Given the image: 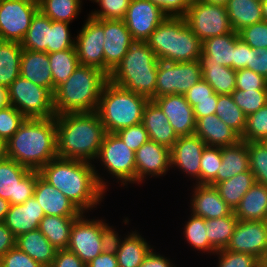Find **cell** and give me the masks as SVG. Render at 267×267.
I'll return each instance as SVG.
<instances>
[{"label": "cell", "instance_id": "obj_34", "mask_svg": "<svg viewBox=\"0 0 267 267\" xmlns=\"http://www.w3.org/2000/svg\"><path fill=\"white\" fill-rule=\"evenodd\" d=\"M78 217L45 215L38 229L57 250L67 249L71 228Z\"/></svg>", "mask_w": 267, "mask_h": 267}, {"label": "cell", "instance_id": "obj_18", "mask_svg": "<svg viewBox=\"0 0 267 267\" xmlns=\"http://www.w3.org/2000/svg\"><path fill=\"white\" fill-rule=\"evenodd\" d=\"M104 72L109 75L135 42L123 20L103 19Z\"/></svg>", "mask_w": 267, "mask_h": 267}, {"label": "cell", "instance_id": "obj_66", "mask_svg": "<svg viewBox=\"0 0 267 267\" xmlns=\"http://www.w3.org/2000/svg\"><path fill=\"white\" fill-rule=\"evenodd\" d=\"M10 202L6 199L0 198V222H3L5 219V216L10 208Z\"/></svg>", "mask_w": 267, "mask_h": 267}, {"label": "cell", "instance_id": "obj_16", "mask_svg": "<svg viewBox=\"0 0 267 267\" xmlns=\"http://www.w3.org/2000/svg\"><path fill=\"white\" fill-rule=\"evenodd\" d=\"M166 17L150 0H131L123 21L134 41L145 42Z\"/></svg>", "mask_w": 267, "mask_h": 267}, {"label": "cell", "instance_id": "obj_58", "mask_svg": "<svg viewBox=\"0 0 267 267\" xmlns=\"http://www.w3.org/2000/svg\"><path fill=\"white\" fill-rule=\"evenodd\" d=\"M161 8L168 16L183 17L189 8L192 0H150Z\"/></svg>", "mask_w": 267, "mask_h": 267}, {"label": "cell", "instance_id": "obj_22", "mask_svg": "<svg viewBox=\"0 0 267 267\" xmlns=\"http://www.w3.org/2000/svg\"><path fill=\"white\" fill-rule=\"evenodd\" d=\"M45 215L80 216L83 212L70 201L60 190L44 180L36 171L34 195Z\"/></svg>", "mask_w": 267, "mask_h": 267}, {"label": "cell", "instance_id": "obj_47", "mask_svg": "<svg viewBox=\"0 0 267 267\" xmlns=\"http://www.w3.org/2000/svg\"><path fill=\"white\" fill-rule=\"evenodd\" d=\"M231 95L246 117L267 104V90L242 91L235 89Z\"/></svg>", "mask_w": 267, "mask_h": 267}, {"label": "cell", "instance_id": "obj_2", "mask_svg": "<svg viewBox=\"0 0 267 267\" xmlns=\"http://www.w3.org/2000/svg\"><path fill=\"white\" fill-rule=\"evenodd\" d=\"M57 157L92 163L106 134L97 112H79L55 116ZM93 160V161H91Z\"/></svg>", "mask_w": 267, "mask_h": 267}, {"label": "cell", "instance_id": "obj_40", "mask_svg": "<svg viewBox=\"0 0 267 267\" xmlns=\"http://www.w3.org/2000/svg\"><path fill=\"white\" fill-rule=\"evenodd\" d=\"M48 57L53 77L54 94L56 87L66 81L79 66V61L75 46L71 49L49 53Z\"/></svg>", "mask_w": 267, "mask_h": 267}, {"label": "cell", "instance_id": "obj_12", "mask_svg": "<svg viewBox=\"0 0 267 267\" xmlns=\"http://www.w3.org/2000/svg\"><path fill=\"white\" fill-rule=\"evenodd\" d=\"M201 79L199 60L179 63L159 61L156 98L172 94L185 95Z\"/></svg>", "mask_w": 267, "mask_h": 267}, {"label": "cell", "instance_id": "obj_32", "mask_svg": "<svg viewBox=\"0 0 267 267\" xmlns=\"http://www.w3.org/2000/svg\"><path fill=\"white\" fill-rule=\"evenodd\" d=\"M239 221H265L267 216V186L255 183L233 211Z\"/></svg>", "mask_w": 267, "mask_h": 267}, {"label": "cell", "instance_id": "obj_33", "mask_svg": "<svg viewBox=\"0 0 267 267\" xmlns=\"http://www.w3.org/2000/svg\"><path fill=\"white\" fill-rule=\"evenodd\" d=\"M228 17L233 31L264 21L260 0H228L226 4Z\"/></svg>", "mask_w": 267, "mask_h": 267}, {"label": "cell", "instance_id": "obj_6", "mask_svg": "<svg viewBox=\"0 0 267 267\" xmlns=\"http://www.w3.org/2000/svg\"><path fill=\"white\" fill-rule=\"evenodd\" d=\"M159 61L179 63L199 60L202 41L181 16L166 17L145 41Z\"/></svg>", "mask_w": 267, "mask_h": 267}, {"label": "cell", "instance_id": "obj_65", "mask_svg": "<svg viewBox=\"0 0 267 267\" xmlns=\"http://www.w3.org/2000/svg\"><path fill=\"white\" fill-rule=\"evenodd\" d=\"M10 105L8 88L0 85V109Z\"/></svg>", "mask_w": 267, "mask_h": 267}, {"label": "cell", "instance_id": "obj_45", "mask_svg": "<svg viewBox=\"0 0 267 267\" xmlns=\"http://www.w3.org/2000/svg\"><path fill=\"white\" fill-rule=\"evenodd\" d=\"M267 138V104L246 117L245 130L240 137L246 142H263Z\"/></svg>", "mask_w": 267, "mask_h": 267}, {"label": "cell", "instance_id": "obj_19", "mask_svg": "<svg viewBox=\"0 0 267 267\" xmlns=\"http://www.w3.org/2000/svg\"><path fill=\"white\" fill-rule=\"evenodd\" d=\"M136 183L165 175L171 168L170 148L148 140L135 152Z\"/></svg>", "mask_w": 267, "mask_h": 267}, {"label": "cell", "instance_id": "obj_67", "mask_svg": "<svg viewBox=\"0 0 267 267\" xmlns=\"http://www.w3.org/2000/svg\"><path fill=\"white\" fill-rule=\"evenodd\" d=\"M8 157V147H7V141L0 138V162H3L7 160Z\"/></svg>", "mask_w": 267, "mask_h": 267}, {"label": "cell", "instance_id": "obj_5", "mask_svg": "<svg viewBox=\"0 0 267 267\" xmlns=\"http://www.w3.org/2000/svg\"><path fill=\"white\" fill-rule=\"evenodd\" d=\"M159 60L146 42L135 41L127 53L108 75L113 84L142 95L156 98V81Z\"/></svg>", "mask_w": 267, "mask_h": 267}, {"label": "cell", "instance_id": "obj_44", "mask_svg": "<svg viewBox=\"0 0 267 267\" xmlns=\"http://www.w3.org/2000/svg\"><path fill=\"white\" fill-rule=\"evenodd\" d=\"M247 150L256 182L267 186V146L263 142H247Z\"/></svg>", "mask_w": 267, "mask_h": 267}, {"label": "cell", "instance_id": "obj_68", "mask_svg": "<svg viewBox=\"0 0 267 267\" xmlns=\"http://www.w3.org/2000/svg\"><path fill=\"white\" fill-rule=\"evenodd\" d=\"M197 1H203L208 4H216V5H222V6H226L228 2V0H197Z\"/></svg>", "mask_w": 267, "mask_h": 267}, {"label": "cell", "instance_id": "obj_71", "mask_svg": "<svg viewBox=\"0 0 267 267\" xmlns=\"http://www.w3.org/2000/svg\"><path fill=\"white\" fill-rule=\"evenodd\" d=\"M263 143L267 146V138L263 141Z\"/></svg>", "mask_w": 267, "mask_h": 267}, {"label": "cell", "instance_id": "obj_55", "mask_svg": "<svg viewBox=\"0 0 267 267\" xmlns=\"http://www.w3.org/2000/svg\"><path fill=\"white\" fill-rule=\"evenodd\" d=\"M0 267H44L16 246L0 258Z\"/></svg>", "mask_w": 267, "mask_h": 267}, {"label": "cell", "instance_id": "obj_38", "mask_svg": "<svg viewBox=\"0 0 267 267\" xmlns=\"http://www.w3.org/2000/svg\"><path fill=\"white\" fill-rule=\"evenodd\" d=\"M202 78L217 94H232L236 88V71L216 63H200Z\"/></svg>", "mask_w": 267, "mask_h": 267}, {"label": "cell", "instance_id": "obj_11", "mask_svg": "<svg viewBox=\"0 0 267 267\" xmlns=\"http://www.w3.org/2000/svg\"><path fill=\"white\" fill-rule=\"evenodd\" d=\"M189 28L203 42L233 31L225 6L192 0L183 16Z\"/></svg>", "mask_w": 267, "mask_h": 267}, {"label": "cell", "instance_id": "obj_56", "mask_svg": "<svg viewBox=\"0 0 267 267\" xmlns=\"http://www.w3.org/2000/svg\"><path fill=\"white\" fill-rule=\"evenodd\" d=\"M254 48L243 42L240 38L234 47V70L252 69Z\"/></svg>", "mask_w": 267, "mask_h": 267}, {"label": "cell", "instance_id": "obj_54", "mask_svg": "<svg viewBox=\"0 0 267 267\" xmlns=\"http://www.w3.org/2000/svg\"><path fill=\"white\" fill-rule=\"evenodd\" d=\"M116 134L123 140L127 147L136 152L140 146L149 140L143 123L122 128Z\"/></svg>", "mask_w": 267, "mask_h": 267}, {"label": "cell", "instance_id": "obj_70", "mask_svg": "<svg viewBox=\"0 0 267 267\" xmlns=\"http://www.w3.org/2000/svg\"><path fill=\"white\" fill-rule=\"evenodd\" d=\"M262 267H267V255L264 258V260L262 261Z\"/></svg>", "mask_w": 267, "mask_h": 267}, {"label": "cell", "instance_id": "obj_42", "mask_svg": "<svg viewBox=\"0 0 267 267\" xmlns=\"http://www.w3.org/2000/svg\"><path fill=\"white\" fill-rule=\"evenodd\" d=\"M215 114L240 137L246 126V115L234 102L231 94H218Z\"/></svg>", "mask_w": 267, "mask_h": 267}, {"label": "cell", "instance_id": "obj_25", "mask_svg": "<svg viewBox=\"0 0 267 267\" xmlns=\"http://www.w3.org/2000/svg\"><path fill=\"white\" fill-rule=\"evenodd\" d=\"M45 216L40 204L34 196L19 205H10L4 224L15 237L39 228L41 219Z\"/></svg>", "mask_w": 267, "mask_h": 267}, {"label": "cell", "instance_id": "obj_13", "mask_svg": "<svg viewBox=\"0 0 267 267\" xmlns=\"http://www.w3.org/2000/svg\"><path fill=\"white\" fill-rule=\"evenodd\" d=\"M36 171L7 159L0 162V198L19 205L34 195Z\"/></svg>", "mask_w": 267, "mask_h": 267}, {"label": "cell", "instance_id": "obj_41", "mask_svg": "<svg viewBox=\"0 0 267 267\" xmlns=\"http://www.w3.org/2000/svg\"><path fill=\"white\" fill-rule=\"evenodd\" d=\"M82 0H38L39 10L52 21L72 23L80 14Z\"/></svg>", "mask_w": 267, "mask_h": 267}, {"label": "cell", "instance_id": "obj_4", "mask_svg": "<svg viewBox=\"0 0 267 267\" xmlns=\"http://www.w3.org/2000/svg\"><path fill=\"white\" fill-rule=\"evenodd\" d=\"M108 75L93 66L79 65L71 76L56 87L53 107L56 115L97 112Z\"/></svg>", "mask_w": 267, "mask_h": 267}, {"label": "cell", "instance_id": "obj_51", "mask_svg": "<svg viewBox=\"0 0 267 267\" xmlns=\"http://www.w3.org/2000/svg\"><path fill=\"white\" fill-rule=\"evenodd\" d=\"M218 256V267H261L262 262L255 256L233 252L226 249L218 250L215 253Z\"/></svg>", "mask_w": 267, "mask_h": 267}, {"label": "cell", "instance_id": "obj_27", "mask_svg": "<svg viewBox=\"0 0 267 267\" xmlns=\"http://www.w3.org/2000/svg\"><path fill=\"white\" fill-rule=\"evenodd\" d=\"M142 123L147 131L149 140L170 149L179 138L166 115L153 100H149L144 108Z\"/></svg>", "mask_w": 267, "mask_h": 267}, {"label": "cell", "instance_id": "obj_24", "mask_svg": "<svg viewBox=\"0 0 267 267\" xmlns=\"http://www.w3.org/2000/svg\"><path fill=\"white\" fill-rule=\"evenodd\" d=\"M114 231L111 239L119 267H139L153 247L136 230L120 239Z\"/></svg>", "mask_w": 267, "mask_h": 267}, {"label": "cell", "instance_id": "obj_52", "mask_svg": "<svg viewBox=\"0 0 267 267\" xmlns=\"http://www.w3.org/2000/svg\"><path fill=\"white\" fill-rule=\"evenodd\" d=\"M238 34L243 42L254 49L267 48V21L247 26Z\"/></svg>", "mask_w": 267, "mask_h": 267}, {"label": "cell", "instance_id": "obj_43", "mask_svg": "<svg viewBox=\"0 0 267 267\" xmlns=\"http://www.w3.org/2000/svg\"><path fill=\"white\" fill-rule=\"evenodd\" d=\"M206 231V220L203 217L191 214L190 219L184 226L183 234L187 242L194 249L215 255L216 251L210 246Z\"/></svg>", "mask_w": 267, "mask_h": 267}, {"label": "cell", "instance_id": "obj_46", "mask_svg": "<svg viewBox=\"0 0 267 267\" xmlns=\"http://www.w3.org/2000/svg\"><path fill=\"white\" fill-rule=\"evenodd\" d=\"M222 147L206 146L200 160V184H210L222 163Z\"/></svg>", "mask_w": 267, "mask_h": 267}, {"label": "cell", "instance_id": "obj_63", "mask_svg": "<svg viewBox=\"0 0 267 267\" xmlns=\"http://www.w3.org/2000/svg\"><path fill=\"white\" fill-rule=\"evenodd\" d=\"M16 237L11 230L0 222V258L3 257L10 249L15 247Z\"/></svg>", "mask_w": 267, "mask_h": 267}, {"label": "cell", "instance_id": "obj_35", "mask_svg": "<svg viewBox=\"0 0 267 267\" xmlns=\"http://www.w3.org/2000/svg\"><path fill=\"white\" fill-rule=\"evenodd\" d=\"M21 43L0 41V85L9 87L20 76Z\"/></svg>", "mask_w": 267, "mask_h": 267}, {"label": "cell", "instance_id": "obj_50", "mask_svg": "<svg viewBox=\"0 0 267 267\" xmlns=\"http://www.w3.org/2000/svg\"><path fill=\"white\" fill-rule=\"evenodd\" d=\"M25 119L26 117L12 105L0 109V138L8 141Z\"/></svg>", "mask_w": 267, "mask_h": 267}, {"label": "cell", "instance_id": "obj_15", "mask_svg": "<svg viewBox=\"0 0 267 267\" xmlns=\"http://www.w3.org/2000/svg\"><path fill=\"white\" fill-rule=\"evenodd\" d=\"M82 29L75 37V49L79 65L93 66L104 72L103 19H94L89 15Z\"/></svg>", "mask_w": 267, "mask_h": 267}, {"label": "cell", "instance_id": "obj_28", "mask_svg": "<svg viewBox=\"0 0 267 267\" xmlns=\"http://www.w3.org/2000/svg\"><path fill=\"white\" fill-rule=\"evenodd\" d=\"M239 38V34L232 31L205 39L202 42L200 63H216L234 69V47Z\"/></svg>", "mask_w": 267, "mask_h": 267}, {"label": "cell", "instance_id": "obj_61", "mask_svg": "<svg viewBox=\"0 0 267 267\" xmlns=\"http://www.w3.org/2000/svg\"><path fill=\"white\" fill-rule=\"evenodd\" d=\"M251 70L267 79V48L254 49Z\"/></svg>", "mask_w": 267, "mask_h": 267}, {"label": "cell", "instance_id": "obj_49", "mask_svg": "<svg viewBox=\"0 0 267 267\" xmlns=\"http://www.w3.org/2000/svg\"><path fill=\"white\" fill-rule=\"evenodd\" d=\"M131 0H96L100 10L92 11L89 16L94 19L123 20Z\"/></svg>", "mask_w": 267, "mask_h": 267}, {"label": "cell", "instance_id": "obj_30", "mask_svg": "<svg viewBox=\"0 0 267 267\" xmlns=\"http://www.w3.org/2000/svg\"><path fill=\"white\" fill-rule=\"evenodd\" d=\"M221 161L216 178L209 184L211 186L250 170L247 142L239 140L236 144L222 147Z\"/></svg>", "mask_w": 267, "mask_h": 267}, {"label": "cell", "instance_id": "obj_3", "mask_svg": "<svg viewBox=\"0 0 267 267\" xmlns=\"http://www.w3.org/2000/svg\"><path fill=\"white\" fill-rule=\"evenodd\" d=\"M8 157L31 171L57 158L56 119L26 118L7 141Z\"/></svg>", "mask_w": 267, "mask_h": 267}, {"label": "cell", "instance_id": "obj_21", "mask_svg": "<svg viewBox=\"0 0 267 267\" xmlns=\"http://www.w3.org/2000/svg\"><path fill=\"white\" fill-rule=\"evenodd\" d=\"M153 101L166 115L178 137L194 134L196 119L193 107L187 102L184 95H165L154 98Z\"/></svg>", "mask_w": 267, "mask_h": 267}, {"label": "cell", "instance_id": "obj_39", "mask_svg": "<svg viewBox=\"0 0 267 267\" xmlns=\"http://www.w3.org/2000/svg\"><path fill=\"white\" fill-rule=\"evenodd\" d=\"M237 223L238 219L233 212L225 217L206 220L209 244L216 252L226 249Z\"/></svg>", "mask_w": 267, "mask_h": 267}, {"label": "cell", "instance_id": "obj_23", "mask_svg": "<svg viewBox=\"0 0 267 267\" xmlns=\"http://www.w3.org/2000/svg\"><path fill=\"white\" fill-rule=\"evenodd\" d=\"M191 201V214L203 217L205 220L220 218L230 215L233 210L221 198L215 186L209 184L193 185Z\"/></svg>", "mask_w": 267, "mask_h": 267}, {"label": "cell", "instance_id": "obj_69", "mask_svg": "<svg viewBox=\"0 0 267 267\" xmlns=\"http://www.w3.org/2000/svg\"><path fill=\"white\" fill-rule=\"evenodd\" d=\"M261 6H262L263 19H264V21H267V0H262Z\"/></svg>", "mask_w": 267, "mask_h": 267}, {"label": "cell", "instance_id": "obj_9", "mask_svg": "<svg viewBox=\"0 0 267 267\" xmlns=\"http://www.w3.org/2000/svg\"><path fill=\"white\" fill-rule=\"evenodd\" d=\"M9 102L26 118L55 117L53 94L45 87L18 76L8 87Z\"/></svg>", "mask_w": 267, "mask_h": 267}, {"label": "cell", "instance_id": "obj_36", "mask_svg": "<svg viewBox=\"0 0 267 267\" xmlns=\"http://www.w3.org/2000/svg\"><path fill=\"white\" fill-rule=\"evenodd\" d=\"M51 19L38 10L32 18L30 27L21 42L23 49L49 54Z\"/></svg>", "mask_w": 267, "mask_h": 267}, {"label": "cell", "instance_id": "obj_14", "mask_svg": "<svg viewBox=\"0 0 267 267\" xmlns=\"http://www.w3.org/2000/svg\"><path fill=\"white\" fill-rule=\"evenodd\" d=\"M38 10V0H2L0 4L1 40L21 43Z\"/></svg>", "mask_w": 267, "mask_h": 267}, {"label": "cell", "instance_id": "obj_62", "mask_svg": "<svg viewBox=\"0 0 267 267\" xmlns=\"http://www.w3.org/2000/svg\"><path fill=\"white\" fill-rule=\"evenodd\" d=\"M218 94L213 93V100L197 101V105L193 107L195 119L215 114Z\"/></svg>", "mask_w": 267, "mask_h": 267}, {"label": "cell", "instance_id": "obj_1", "mask_svg": "<svg viewBox=\"0 0 267 267\" xmlns=\"http://www.w3.org/2000/svg\"><path fill=\"white\" fill-rule=\"evenodd\" d=\"M97 172L92 163L58 157L39 170L44 180L60 190L83 213L101 204L108 188V182Z\"/></svg>", "mask_w": 267, "mask_h": 267}, {"label": "cell", "instance_id": "obj_60", "mask_svg": "<svg viewBox=\"0 0 267 267\" xmlns=\"http://www.w3.org/2000/svg\"><path fill=\"white\" fill-rule=\"evenodd\" d=\"M86 265L88 267H119L116 253L111 245Z\"/></svg>", "mask_w": 267, "mask_h": 267}, {"label": "cell", "instance_id": "obj_7", "mask_svg": "<svg viewBox=\"0 0 267 267\" xmlns=\"http://www.w3.org/2000/svg\"><path fill=\"white\" fill-rule=\"evenodd\" d=\"M148 101V98L108 80L103 86L97 109L106 133H116L122 128L141 123Z\"/></svg>", "mask_w": 267, "mask_h": 267}, {"label": "cell", "instance_id": "obj_64", "mask_svg": "<svg viewBox=\"0 0 267 267\" xmlns=\"http://www.w3.org/2000/svg\"><path fill=\"white\" fill-rule=\"evenodd\" d=\"M173 263L170 262V258L154 252V249L146 256L143 263L139 267H173ZM176 267V266H174Z\"/></svg>", "mask_w": 267, "mask_h": 267}, {"label": "cell", "instance_id": "obj_17", "mask_svg": "<svg viewBox=\"0 0 267 267\" xmlns=\"http://www.w3.org/2000/svg\"><path fill=\"white\" fill-rule=\"evenodd\" d=\"M226 250L255 256L261 262L267 255L266 221H239Z\"/></svg>", "mask_w": 267, "mask_h": 267}, {"label": "cell", "instance_id": "obj_31", "mask_svg": "<svg viewBox=\"0 0 267 267\" xmlns=\"http://www.w3.org/2000/svg\"><path fill=\"white\" fill-rule=\"evenodd\" d=\"M15 246L44 267L51 266L57 253L39 229L17 236Z\"/></svg>", "mask_w": 267, "mask_h": 267}, {"label": "cell", "instance_id": "obj_59", "mask_svg": "<svg viewBox=\"0 0 267 267\" xmlns=\"http://www.w3.org/2000/svg\"><path fill=\"white\" fill-rule=\"evenodd\" d=\"M86 264L68 249L57 250L56 256L50 267H85Z\"/></svg>", "mask_w": 267, "mask_h": 267}, {"label": "cell", "instance_id": "obj_20", "mask_svg": "<svg viewBox=\"0 0 267 267\" xmlns=\"http://www.w3.org/2000/svg\"><path fill=\"white\" fill-rule=\"evenodd\" d=\"M206 144L195 134L177 139L170 149L171 168L175 167L182 173L191 176L200 184V160Z\"/></svg>", "mask_w": 267, "mask_h": 267}, {"label": "cell", "instance_id": "obj_26", "mask_svg": "<svg viewBox=\"0 0 267 267\" xmlns=\"http://www.w3.org/2000/svg\"><path fill=\"white\" fill-rule=\"evenodd\" d=\"M194 134L200 137L206 146L226 147L241 140L216 114L197 119Z\"/></svg>", "mask_w": 267, "mask_h": 267}, {"label": "cell", "instance_id": "obj_37", "mask_svg": "<svg viewBox=\"0 0 267 267\" xmlns=\"http://www.w3.org/2000/svg\"><path fill=\"white\" fill-rule=\"evenodd\" d=\"M256 183L253 173L248 170L238 173L231 179L224 180L215 185L221 198L234 211L242 197Z\"/></svg>", "mask_w": 267, "mask_h": 267}, {"label": "cell", "instance_id": "obj_29", "mask_svg": "<svg viewBox=\"0 0 267 267\" xmlns=\"http://www.w3.org/2000/svg\"><path fill=\"white\" fill-rule=\"evenodd\" d=\"M20 76L47 88L53 94V77L48 53L23 49Z\"/></svg>", "mask_w": 267, "mask_h": 267}, {"label": "cell", "instance_id": "obj_8", "mask_svg": "<svg viewBox=\"0 0 267 267\" xmlns=\"http://www.w3.org/2000/svg\"><path fill=\"white\" fill-rule=\"evenodd\" d=\"M84 214L75 220L71 228L67 249L87 264L110 246L115 229L102 219L88 220Z\"/></svg>", "mask_w": 267, "mask_h": 267}, {"label": "cell", "instance_id": "obj_48", "mask_svg": "<svg viewBox=\"0 0 267 267\" xmlns=\"http://www.w3.org/2000/svg\"><path fill=\"white\" fill-rule=\"evenodd\" d=\"M68 22L51 21L49 37V53L71 49L75 46V38L70 33Z\"/></svg>", "mask_w": 267, "mask_h": 267}, {"label": "cell", "instance_id": "obj_57", "mask_svg": "<svg viewBox=\"0 0 267 267\" xmlns=\"http://www.w3.org/2000/svg\"><path fill=\"white\" fill-rule=\"evenodd\" d=\"M213 93V88L202 78L184 96L187 102L194 107L197 105V101L213 100Z\"/></svg>", "mask_w": 267, "mask_h": 267}, {"label": "cell", "instance_id": "obj_53", "mask_svg": "<svg viewBox=\"0 0 267 267\" xmlns=\"http://www.w3.org/2000/svg\"><path fill=\"white\" fill-rule=\"evenodd\" d=\"M237 90H267V79L252 71L251 69H240L236 71Z\"/></svg>", "mask_w": 267, "mask_h": 267}, {"label": "cell", "instance_id": "obj_10", "mask_svg": "<svg viewBox=\"0 0 267 267\" xmlns=\"http://www.w3.org/2000/svg\"><path fill=\"white\" fill-rule=\"evenodd\" d=\"M122 186L136 183L135 152L116 133H106L96 161Z\"/></svg>", "mask_w": 267, "mask_h": 267}]
</instances>
